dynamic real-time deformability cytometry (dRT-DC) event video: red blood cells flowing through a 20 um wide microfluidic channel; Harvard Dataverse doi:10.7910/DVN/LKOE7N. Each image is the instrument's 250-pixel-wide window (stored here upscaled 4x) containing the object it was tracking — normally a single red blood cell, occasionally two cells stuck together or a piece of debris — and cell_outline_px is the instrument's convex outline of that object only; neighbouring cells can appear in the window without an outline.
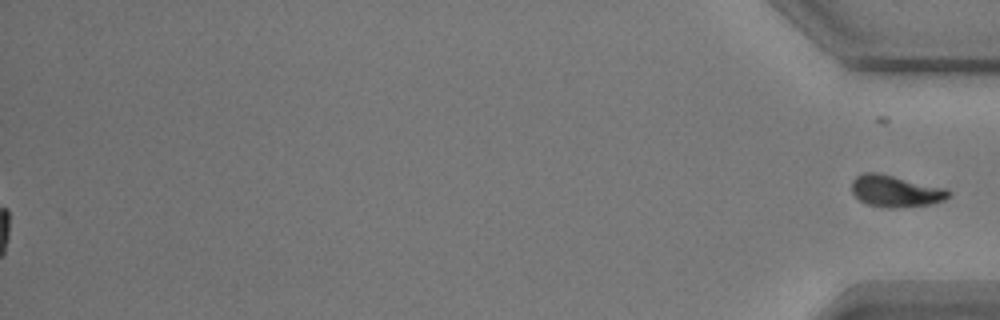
{"species": "common noctule bat (a hibernating species)", "species_latin": "Nyctalus noctula", "temperature_condition": "warm", "stored_images_in_passage": 45, "camera_frame_rate_fps": 3000, "um_per_image_px": 0.085, "animal": {"sex": "male", "body_mass_g": 17.9}, "frame": {"image": 1, "passage_image": 45, "time_ms": 14.667, "image_size_px": [1000, 320], "cell_outline_px": [[952, 192], [944, 200], [932, 204], [896, 208], [888, 208], [868, 204], [860, 200], [852, 192], [852, 180], [856, 176], [864, 172], [876, 172], [948, 188]], "centroid_in_image_um": [76.15, 16.24], "position_along_channel_um": 359.1, "area_um2": 17.98}}